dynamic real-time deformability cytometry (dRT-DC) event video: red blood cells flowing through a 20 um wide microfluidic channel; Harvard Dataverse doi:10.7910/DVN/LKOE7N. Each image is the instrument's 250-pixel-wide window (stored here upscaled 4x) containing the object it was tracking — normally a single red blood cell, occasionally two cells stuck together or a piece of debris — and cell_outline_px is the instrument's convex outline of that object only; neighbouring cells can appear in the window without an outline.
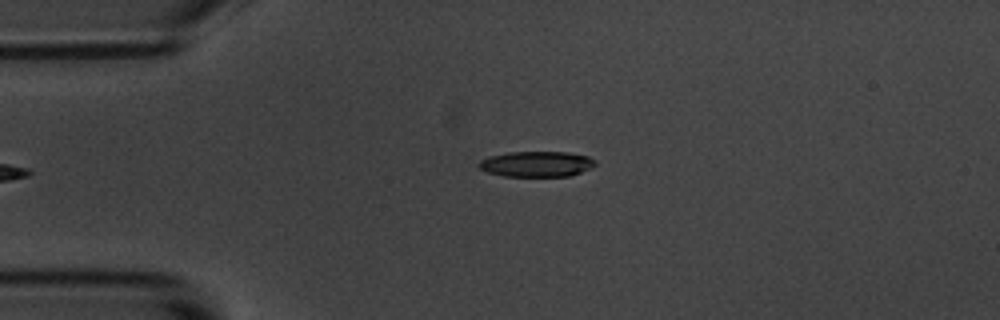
{"species": "common noctule bat (a hibernating species)", "species_latin": "Nyctalus noctula", "temperature_condition": "room temperature", "stored_images_in_passage": 4, "camera_frame_rate_fps": 3000, "um_per_image_px": 0.085, "animal": {"sex": "male", "body_mass_g": 20.1, "forearm_length_mm": 53.5}, "frame": {"image": 1, "passage_image": 4, "time_ms": 3.667, "image_size_px": [1000, 320], "cell_outline_px": [[596, 164], [592, 168], [568, 176], [504, 176], [488, 172], [480, 168], [476, 164], [480, 160], [488, 156], [508, 152], [568, 152], [588, 156], [596, 160]], "centroid_in_image_um": [45.6, 13.93], "position_along_channel_um": 39.4, "area_um2": 17.4}}